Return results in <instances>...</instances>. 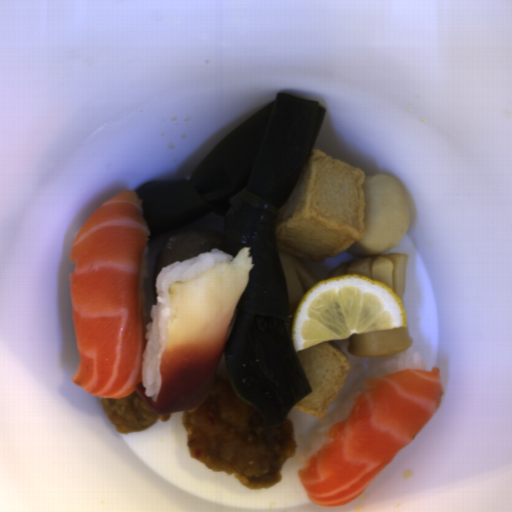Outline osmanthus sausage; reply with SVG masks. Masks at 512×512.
<instances>
[{
	"label": "osmanthus sausage",
	"instance_id": "osmanthus-sausage-1",
	"mask_svg": "<svg viewBox=\"0 0 512 512\" xmlns=\"http://www.w3.org/2000/svg\"><path fill=\"white\" fill-rule=\"evenodd\" d=\"M407 254L388 253L342 262L328 275H363L373 281L382 282L394 290L401 301L405 296Z\"/></svg>",
	"mask_w": 512,
	"mask_h": 512
},
{
	"label": "osmanthus sausage",
	"instance_id": "osmanthus-sausage-2",
	"mask_svg": "<svg viewBox=\"0 0 512 512\" xmlns=\"http://www.w3.org/2000/svg\"><path fill=\"white\" fill-rule=\"evenodd\" d=\"M413 340L407 325L364 333H352L348 337V352L354 355L376 358L411 350Z\"/></svg>",
	"mask_w": 512,
	"mask_h": 512
},
{
	"label": "osmanthus sausage",
	"instance_id": "osmanthus-sausage-3",
	"mask_svg": "<svg viewBox=\"0 0 512 512\" xmlns=\"http://www.w3.org/2000/svg\"><path fill=\"white\" fill-rule=\"evenodd\" d=\"M286 279L288 313L291 322L305 292L319 280L313 271L295 256L276 251Z\"/></svg>",
	"mask_w": 512,
	"mask_h": 512
}]
</instances>
